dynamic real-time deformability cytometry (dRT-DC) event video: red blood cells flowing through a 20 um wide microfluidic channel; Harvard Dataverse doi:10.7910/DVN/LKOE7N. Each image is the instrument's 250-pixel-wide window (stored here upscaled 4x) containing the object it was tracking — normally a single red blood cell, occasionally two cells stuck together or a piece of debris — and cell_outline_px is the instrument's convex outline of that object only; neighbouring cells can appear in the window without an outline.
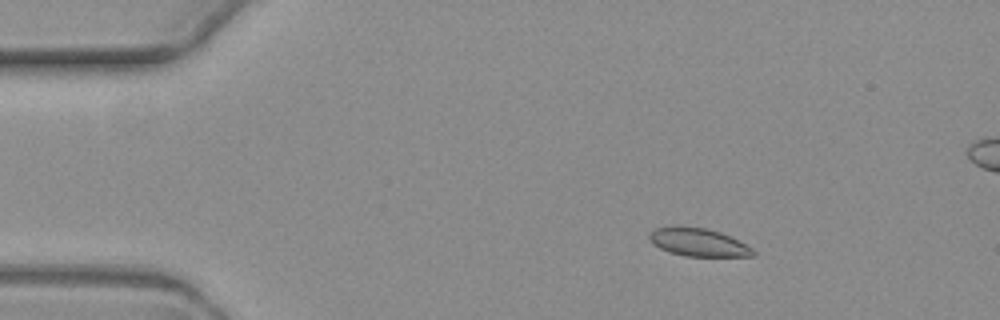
{"species": "common noctule bat (a hibernating species)", "species_latin": "Nyctalus noctula", "temperature_condition": "warm", "stored_images_in_passage": 6, "camera_frame_rate_fps": 3000, "um_per_image_px": 0.085, "animal": {"sex": "female", "body_mass_g": 19.3, "forearm_length_mm": 54.1}, "frame": {"image": 1, "passage_image": 3, "time_ms": 2.667, "image_size_px": [1000, 320], "cell_outline_px": [[756, 256], [684, 256], [660, 248], [652, 244], [648, 236], [648, 232], [656, 228], [672, 224], [676, 224], [708, 228], [720, 232], [752, 248], [756, 252]], "centroid_in_image_um": [59.29, 20.56], "position_along_channel_um": 25.7, "area_um2": 17.22}}